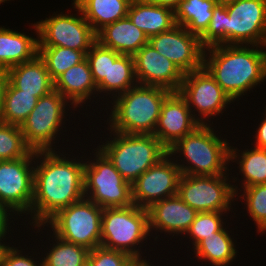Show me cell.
<instances>
[{
  "mask_svg": "<svg viewBox=\"0 0 266 266\" xmlns=\"http://www.w3.org/2000/svg\"><path fill=\"white\" fill-rule=\"evenodd\" d=\"M65 155L69 154L35 151L37 165L34 166L30 225L39 231L59 210L85 197V161L76 157L68 159Z\"/></svg>",
  "mask_w": 266,
  "mask_h": 266,
  "instance_id": "6da1fadb",
  "label": "cell"
},
{
  "mask_svg": "<svg viewBox=\"0 0 266 266\" xmlns=\"http://www.w3.org/2000/svg\"><path fill=\"white\" fill-rule=\"evenodd\" d=\"M260 48L257 45H214L204 49L203 67L235 102L266 79L263 48Z\"/></svg>",
  "mask_w": 266,
  "mask_h": 266,
  "instance_id": "7a4b0ae2",
  "label": "cell"
},
{
  "mask_svg": "<svg viewBox=\"0 0 266 266\" xmlns=\"http://www.w3.org/2000/svg\"><path fill=\"white\" fill-rule=\"evenodd\" d=\"M170 90L158 86L137 85L116 96L108 115L109 132L154 134L161 106Z\"/></svg>",
  "mask_w": 266,
  "mask_h": 266,
  "instance_id": "3957f363",
  "label": "cell"
},
{
  "mask_svg": "<svg viewBox=\"0 0 266 266\" xmlns=\"http://www.w3.org/2000/svg\"><path fill=\"white\" fill-rule=\"evenodd\" d=\"M212 124L200 125L193 132L179 139L168 153L172 157L183 155L184 160L176 164L181 174L191 176L221 175L230 171V143L210 127ZM215 132V133H214ZM223 139V140H222ZM188 163V164H186Z\"/></svg>",
  "mask_w": 266,
  "mask_h": 266,
  "instance_id": "277c9868",
  "label": "cell"
},
{
  "mask_svg": "<svg viewBox=\"0 0 266 266\" xmlns=\"http://www.w3.org/2000/svg\"><path fill=\"white\" fill-rule=\"evenodd\" d=\"M110 133V137L113 134L111 140L98 148L130 184L168 154V149L155 135Z\"/></svg>",
  "mask_w": 266,
  "mask_h": 266,
  "instance_id": "5b68a950",
  "label": "cell"
},
{
  "mask_svg": "<svg viewBox=\"0 0 266 266\" xmlns=\"http://www.w3.org/2000/svg\"><path fill=\"white\" fill-rule=\"evenodd\" d=\"M149 236L151 235L146 208L135 204L128 207L103 208L101 246L126 252L142 263H150L143 259L141 249L137 248L138 244H143L145 240L147 242Z\"/></svg>",
  "mask_w": 266,
  "mask_h": 266,
  "instance_id": "8992f818",
  "label": "cell"
},
{
  "mask_svg": "<svg viewBox=\"0 0 266 266\" xmlns=\"http://www.w3.org/2000/svg\"><path fill=\"white\" fill-rule=\"evenodd\" d=\"M94 151L95 159L85 161L84 196L101 208L131 206V184L98 147Z\"/></svg>",
  "mask_w": 266,
  "mask_h": 266,
  "instance_id": "52a82bcc",
  "label": "cell"
},
{
  "mask_svg": "<svg viewBox=\"0 0 266 266\" xmlns=\"http://www.w3.org/2000/svg\"><path fill=\"white\" fill-rule=\"evenodd\" d=\"M102 213L103 208L84 197L59 210L46 226L61 239L92 250L101 243Z\"/></svg>",
  "mask_w": 266,
  "mask_h": 266,
  "instance_id": "ba28073f",
  "label": "cell"
},
{
  "mask_svg": "<svg viewBox=\"0 0 266 266\" xmlns=\"http://www.w3.org/2000/svg\"><path fill=\"white\" fill-rule=\"evenodd\" d=\"M227 174L191 176L182 174L177 195L198 213L228 212L238 196L236 185L229 183Z\"/></svg>",
  "mask_w": 266,
  "mask_h": 266,
  "instance_id": "9c48e42d",
  "label": "cell"
},
{
  "mask_svg": "<svg viewBox=\"0 0 266 266\" xmlns=\"http://www.w3.org/2000/svg\"><path fill=\"white\" fill-rule=\"evenodd\" d=\"M68 103L70 102L56 90L38 98L36 106L20 126L26 144L33 151L56 149L53 144L62 129L60 127L65 123V108Z\"/></svg>",
  "mask_w": 266,
  "mask_h": 266,
  "instance_id": "30bf717a",
  "label": "cell"
},
{
  "mask_svg": "<svg viewBox=\"0 0 266 266\" xmlns=\"http://www.w3.org/2000/svg\"><path fill=\"white\" fill-rule=\"evenodd\" d=\"M80 15L55 13L37 21L39 47H65L82 51L85 55L97 42V33L85 20L79 7L72 3Z\"/></svg>",
  "mask_w": 266,
  "mask_h": 266,
  "instance_id": "8fae6325",
  "label": "cell"
},
{
  "mask_svg": "<svg viewBox=\"0 0 266 266\" xmlns=\"http://www.w3.org/2000/svg\"><path fill=\"white\" fill-rule=\"evenodd\" d=\"M34 166L35 151L21 159L0 161V204L12 214L31 213Z\"/></svg>",
  "mask_w": 266,
  "mask_h": 266,
  "instance_id": "7c38bea8",
  "label": "cell"
},
{
  "mask_svg": "<svg viewBox=\"0 0 266 266\" xmlns=\"http://www.w3.org/2000/svg\"><path fill=\"white\" fill-rule=\"evenodd\" d=\"M178 92L201 125L210 124L208 119L224 113L227 105L234 102L204 67L185 73ZM193 111H198V115Z\"/></svg>",
  "mask_w": 266,
  "mask_h": 266,
  "instance_id": "4fadbf2b",
  "label": "cell"
},
{
  "mask_svg": "<svg viewBox=\"0 0 266 266\" xmlns=\"http://www.w3.org/2000/svg\"><path fill=\"white\" fill-rule=\"evenodd\" d=\"M227 45L260 46L266 33V0L226 4Z\"/></svg>",
  "mask_w": 266,
  "mask_h": 266,
  "instance_id": "5bb4252c",
  "label": "cell"
},
{
  "mask_svg": "<svg viewBox=\"0 0 266 266\" xmlns=\"http://www.w3.org/2000/svg\"><path fill=\"white\" fill-rule=\"evenodd\" d=\"M170 157L168 153L131 184L133 204L147 209L157 201L177 195L182 174L174 157Z\"/></svg>",
  "mask_w": 266,
  "mask_h": 266,
  "instance_id": "9a60e30c",
  "label": "cell"
},
{
  "mask_svg": "<svg viewBox=\"0 0 266 266\" xmlns=\"http://www.w3.org/2000/svg\"><path fill=\"white\" fill-rule=\"evenodd\" d=\"M148 43L175 63L184 74L203 67L205 48L200 37L181 25H175L166 32L150 37Z\"/></svg>",
  "mask_w": 266,
  "mask_h": 266,
  "instance_id": "2e32d148",
  "label": "cell"
},
{
  "mask_svg": "<svg viewBox=\"0 0 266 266\" xmlns=\"http://www.w3.org/2000/svg\"><path fill=\"white\" fill-rule=\"evenodd\" d=\"M136 79L139 85L158 86L178 92L184 73L149 43L133 55Z\"/></svg>",
  "mask_w": 266,
  "mask_h": 266,
  "instance_id": "e0dca14e",
  "label": "cell"
},
{
  "mask_svg": "<svg viewBox=\"0 0 266 266\" xmlns=\"http://www.w3.org/2000/svg\"><path fill=\"white\" fill-rule=\"evenodd\" d=\"M200 125L179 92H171L162 103L153 135L169 149Z\"/></svg>",
  "mask_w": 266,
  "mask_h": 266,
  "instance_id": "ac0fdd59",
  "label": "cell"
},
{
  "mask_svg": "<svg viewBox=\"0 0 266 266\" xmlns=\"http://www.w3.org/2000/svg\"><path fill=\"white\" fill-rule=\"evenodd\" d=\"M147 212L150 232H166L173 234L172 237L175 234L185 235L198 213L178 195L151 204Z\"/></svg>",
  "mask_w": 266,
  "mask_h": 266,
  "instance_id": "d6986e66",
  "label": "cell"
},
{
  "mask_svg": "<svg viewBox=\"0 0 266 266\" xmlns=\"http://www.w3.org/2000/svg\"><path fill=\"white\" fill-rule=\"evenodd\" d=\"M54 90L70 101L74 109L79 105L82 107L88 99L91 101L96 93L99 95L88 60L85 58L59 75L54 80Z\"/></svg>",
  "mask_w": 266,
  "mask_h": 266,
  "instance_id": "ffe728a7",
  "label": "cell"
},
{
  "mask_svg": "<svg viewBox=\"0 0 266 266\" xmlns=\"http://www.w3.org/2000/svg\"><path fill=\"white\" fill-rule=\"evenodd\" d=\"M149 38L127 16L106 25L97 33V41L122 55H134L148 44Z\"/></svg>",
  "mask_w": 266,
  "mask_h": 266,
  "instance_id": "44dd1931",
  "label": "cell"
},
{
  "mask_svg": "<svg viewBox=\"0 0 266 266\" xmlns=\"http://www.w3.org/2000/svg\"><path fill=\"white\" fill-rule=\"evenodd\" d=\"M9 82L23 93L35 94L38 98L54 90V80L51 78L44 60L37 55L34 59L10 67Z\"/></svg>",
  "mask_w": 266,
  "mask_h": 266,
  "instance_id": "7402d4cb",
  "label": "cell"
},
{
  "mask_svg": "<svg viewBox=\"0 0 266 266\" xmlns=\"http://www.w3.org/2000/svg\"><path fill=\"white\" fill-rule=\"evenodd\" d=\"M33 26L37 38L4 26L0 27V68L9 69L30 61L38 55V28L36 23L32 24V28Z\"/></svg>",
  "mask_w": 266,
  "mask_h": 266,
  "instance_id": "603a6c76",
  "label": "cell"
},
{
  "mask_svg": "<svg viewBox=\"0 0 266 266\" xmlns=\"http://www.w3.org/2000/svg\"><path fill=\"white\" fill-rule=\"evenodd\" d=\"M127 16L148 38L166 32L177 25L174 10L144 0L131 2Z\"/></svg>",
  "mask_w": 266,
  "mask_h": 266,
  "instance_id": "cb8c5ba5",
  "label": "cell"
},
{
  "mask_svg": "<svg viewBox=\"0 0 266 266\" xmlns=\"http://www.w3.org/2000/svg\"><path fill=\"white\" fill-rule=\"evenodd\" d=\"M137 85L133 56L122 55L109 49L108 79H103L97 85L98 93H107L109 97L114 99Z\"/></svg>",
  "mask_w": 266,
  "mask_h": 266,
  "instance_id": "d4e9b609",
  "label": "cell"
},
{
  "mask_svg": "<svg viewBox=\"0 0 266 266\" xmlns=\"http://www.w3.org/2000/svg\"><path fill=\"white\" fill-rule=\"evenodd\" d=\"M85 20L98 33L106 25L127 17L128 0H73Z\"/></svg>",
  "mask_w": 266,
  "mask_h": 266,
  "instance_id": "484cf974",
  "label": "cell"
},
{
  "mask_svg": "<svg viewBox=\"0 0 266 266\" xmlns=\"http://www.w3.org/2000/svg\"><path fill=\"white\" fill-rule=\"evenodd\" d=\"M227 228L213 233L210 237H204L193 249L196 257L210 262L213 266H228L237 255L234 238H231ZM207 260V261H206Z\"/></svg>",
  "mask_w": 266,
  "mask_h": 266,
  "instance_id": "4316f807",
  "label": "cell"
},
{
  "mask_svg": "<svg viewBox=\"0 0 266 266\" xmlns=\"http://www.w3.org/2000/svg\"><path fill=\"white\" fill-rule=\"evenodd\" d=\"M216 4L215 0H183L174 10L176 24L200 37L209 26Z\"/></svg>",
  "mask_w": 266,
  "mask_h": 266,
  "instance_id": "83f0119b",
  "label": "cell"
},
{
  "mask_svg": "<svg viewBox=\"0 0 266 266\" xmlns=\"http://www.w3.org/2000/svg\"><path fill=\"white\" fill-rule=\"evenodd\" d=\"M239 151L238 148L230 146V161H237L239 165L237 168L243 174L241 187L266 184V149L253 147L243 152L241 150V153Z\"/></svg>",
  "mask_w": 266,
  "mask_h": 266,
  "instance_id": "f1b7e54d",
  "label": "cell"
},
{
  "mask_svg": "<svg viewBox=\"0 0 266 266\" xmlns=\"http://www.w3.org/2000/svg\"><path fill=\"white\" fill-rule=\"evenodd\" d=\"M38 101L35 94L23 93L10 82L5 91L0 121L7 124L21 126L34 109Z\"/></svg>",
  "mask_w": 266,
  "mask_h": 266,
  "instance_id": "f546056e",
  "label": "cell"
},
{
  "mask_svg": "<svg viewBox=\"0 0 266 266\" xmlns=\"http://www.w3.org/2000/svg\"><path fill=\"white\" fill-rule=\"evenodd\" d=\"M53 236L56 244H50L53 246L42 258L43 266H87L88 248L65 241L54 233Z\"/></svg>",
  "mask_w": 266,
  "mask_h": 266,
  "instance_id": "4dcf8cb0",
  "label": "cell"
},
{
  "mask_svg": "<svg viewBox=\"0 0 266 266\" xmlns=\"http://www.w3.org/2000/svg\"><path fill=\"white\" fill-rule=\"evenodd\" d=\"M38 55L44 60L53 80L86 58V55L82 51L60 46L39 47Z\"/></svg>",
  "mask_w": 266,
  "mask_h": 266,
  "instance_id": "1f68e13d",
  "label": "cell"
},
{
  "mask_svg": "<svg viewBox=\"0 0 266 266\" xmlns=\"http://www.w3.org/2000/svg\"><path fill=\"white\" fill-rule=\"evenodd\" d=\"M32 151L25 142L20 126L0 121V161L21 159Z\"/></svg>",
  "mask_w": 266,
  "mask_h": 266,
  "instance_id": "d6a6232c",
  "label": "cell"
},
{
  "mask_svg": "<svg viewBox=\"0 0 266 266\" xmlns=\"http://www.w3.org/2000/svg\"><path fill=\"white\" fill-rule=\"evenodd\" d=\"M243 194L238 197L245 201L247 211L254 223L257 225V231L265 233L266 231V184H259L242 188ZM245 199V200H244Z\"/></svg>",
  "mask_w": 266,
  "mask_h": 266,
  "instance_id": "836d02e7",
  "label": "cell"
},
{
  "mask_svg": "<svg viewBox=\"0 0 266 266\" xmlns=\"http://www.w3.org/2000/svg\"><path fill=\"white\" fill-rule=\"evenodd\" d=\"M227 212H202L197 213L194 221L190 225L185 235L192 239L193 248L204 239L210 237L213 233L220 231L224 227L222 215ZM224 222V223H223Z\"/></svg>",
  "mask_w": 266,
  "mask_h": 266,
  "instance_id": "e575fe53",
  "label": "cell"
},
{
  "mask_svg": "<svg viewBox=\"0 0 266 266\" xmlns=\"http://www.w3.org/2000/svg\"><path fill=\"white\" fill-rule=\"evenodd\" d=\"M204 48L214 45H227V8L226 5L216 4L213 16L206 31L200 36Z\"/></svg>",
  "mask_w": 266,
  "mask_h": 266,
  "instance_id": "d590c367",
  "label": "cell"
},
{
  "mask_svg": "<svg viewBox=\"0 0 266 266\" xmlns=\"http://www.w3.org/2000/svg\"><path fill=\"white\" fill-rule=\"evenodd\" d=\"M142 262L126 252L97 246L90 250L87 266H140Z\"/></svg>",
  "mask_w": 266,
  "mask_h": 266,
  "instance_id": "8d00e7d4",
  "label": "cell"
},
{
  "mask_svg": "<svg viewBox=\"0 0 266 266\" xmlns=\"http://www.w3.org/2000/svg\"><path fill=\"white\" fill-rule=\"evenodd\" d=\"M92 76L96 85L103 79H108L109 48L102 46L98 41L86 53Z\"/></svg>",
  "mask_w": 266,
  "mask_h": 266,
  "instance_id": "74e56055",
  "label": "cell"
},
{
  "mask_svg": "<svg viewBox=\"0 0 266 266\" xmlns=\"http://www.w3.org/2000/svg\"><path fill=\"white\" fill-rule=\"evenodd\" d=\"M3 243L4 245L0 252L1 266H43L42 259L35 261L34 259L37 258L21 254L23 249L18 250L17 247H10L8 244L5 245V242Z\"/></svg>",
  "mask_w": 266,
  "mask_h": 266,
  "instance_id": "f35d334b",
  "label": "cell"
},
{
  "mask_svg": "<svg viewBox=\"0 0 266 266\" xmlns=\"http://www.w3.org/2000/svg\"><path fill=\"white\" fill-rule=\"evenodd\" d=\"M255 146L259 149H266V106H265V116L264 119L261 120L258 130L255 131Z\"/></svg>",
  "mask_w": 266,
  "mask_h": 266,
  "instance_id": "ab89813d",
  "label": "cell"
},
{
  "mask_svg": "<svg viewBox=\"0 0 266 266\" xmlns=\"http://www.w3.org/2000/svg\"><path fill=\"white\" fill-rule=\"evenodd\" d=\"M13 216L12 213H9L1 204H0V238H6L7 231L10 229L8 226L10 223H8L9 219H11L9 216ZM9 218V219H8Z\"/></svg>",
  "mask_w": 266,
  "mask_h": 266,
  "instance_id": "60d3db41",
  "label": "cell"
},
{
  "mask_svg": "<svg viewBox=\"0 0 266 266\" xmlns=\"http://www.w3.org/2000/svg\"><path fill=\"white\" fill-rule=\"evenodd\" d=\"M9 83L8 70L5 68H0V114L3 106V99L5 97V91Z\"/></svg>",
  "mask_w": 266,
  "mask_h": 266,
  "instance_id": "b9f144b4",
  "label": "cell"
},
{
  "mask_svg": "<svg viewBox=\"0 0 266 266\" xmlns=\"http://www.w3.org/2000/svg\"><path fill=\"white\" fill-rule=\"evenodd\" d=\"M144 1L175 10L177 6L180 4V2H182L183 0H144Z\"/></svg>",
  "mask_w": 266,
  "mask_h": 266,
  "instance_id": "7bdbcfd3",
  "label": "cell"
},
{
  "mask_svg": "<svg viewBox=\"0 0 266 266\" xmlns=\"http://www.w3.org/2000/svg\"><path fill=\"white\" fill-rule=\"evenodd\" d=\"M217 2V4H222V5H226L232 2H236L238 0H215Z\"/></svg>",
  "mask_w": 266,
  "mask_h": 266,
  "instance_id": "ee69618b",
  "label": "cell"
},
{
  "mask_svg": "<svg viewBox=\"0 0 266 266\" xmlns=\"http://www.w3.org/2000/svg\"><path fill=\"white\" fill-rule=\"evenodd\" d=\"M260 46H261L262 48H263V46L266 47V33H265V35H264L263 41H262V43H261ZM262 52H263V56H264V59H265V65H266V51H262Z\"/></svg>",
  "mask_w": 266,
  "mask_h": 266,
  "instance_id": "f6af8a7d",
  "label": "cell"
},
{
  "mask_svg": "<svg viewBox=\"0 0 266 266\" xmlns=\"http://www.w3.org/2000/svg\"><path fill=\"white\" fill-rule=\"evenodd\" d=\"M2 239L4 240L5 238H0V252H1V249H2V247H3V245H4V244L2 243V242H3ZM1 241H2V242H1Z\"/></svg>",
  "mask_w": 266,
  "mask_h": 266,
  "instance_id": "bcb514c9",
  "label": "cell"
},
{
  "mask_svg": "<svg viewBox=\"0 0 266 266\" xmlns=\"http://www.w3.org/2000/svg\"><path fill=\"white\" fill-rule=\"evenodd\" d=\"M152 264H150V263H142L140 266H151ZM152 266H154V265H152Z\"/></svg>",
  "mask_w": 266,
  "mask_h": 266,
  "instance_id": "7dc6e473",
  "label": "cell"
},
{
  "mask_svg": "<svg viewBox=\"0 0 266 266\" xmlns=\"http://www.w3.org/2000/svg\"><path fill=\"white\" fill-rule=\"evenodd\" d=\"M5 1H10V0H0V4L3 2L5 3Z\"/></svg>",
  "mask_w": 266,
  "mask_h": 266,
  "instance_id": "c3c4849f",
  "label": "cell"
},
{
  "mask_svg": "<svg viewBox=\"0 0 266 266\" xmlns=\"http://www.w3.org/2000/svg\"><path fill=\"white\" fill-rule=\"evenodd\" d=\"M129 2H135V1H140V0H128Z\"/></svg>",
  "mask_w": 266,
  "mask_h": 266,
  "instance_id": "681fc988",
  "label": "cell"
}]
</instances>
